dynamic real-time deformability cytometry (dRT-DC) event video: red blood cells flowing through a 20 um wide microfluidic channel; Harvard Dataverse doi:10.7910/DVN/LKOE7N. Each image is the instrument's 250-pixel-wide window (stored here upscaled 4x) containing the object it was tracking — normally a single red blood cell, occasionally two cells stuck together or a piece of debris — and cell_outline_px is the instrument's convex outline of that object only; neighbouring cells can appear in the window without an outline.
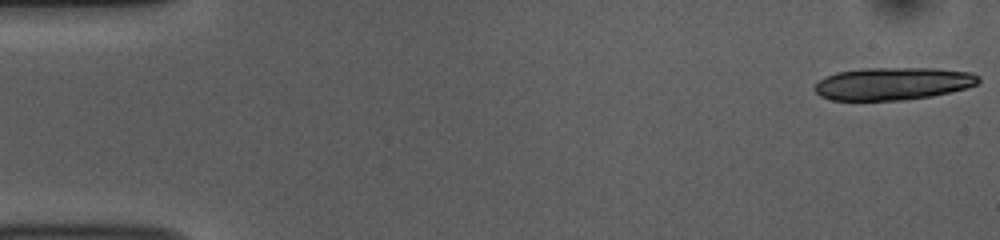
{"species": "common noctule bat (a hibernating species)", "species_latin": "Nyctalus noctula", "temperature_condition": "room temperature", "stored_images_in_passage": 18, "camera_frame_rate_fps": 3000, "um_per_image_px": 0.085, "animal": {"sex": "female", "body_mass_g": 10.0, "forearm_length_mm": 53.1}, "frame": {"image": 1, "passage_image": 1, "time_ms": 0.0, "image_size_px": [1000, 240], "cell_outline_px": [[980, 80], [976, 84], [964, 88], [932, 96], [904, 100], [832, 100], [820, 96], [812, 88], [824, 76], [836, 72], [864, 68], [932, 68], [972, 72], [980, 76]], "centroid_in_image_um": [75.86, 7.1], "position_along_channel_um": 9.1, "area_um2": 31.15}}